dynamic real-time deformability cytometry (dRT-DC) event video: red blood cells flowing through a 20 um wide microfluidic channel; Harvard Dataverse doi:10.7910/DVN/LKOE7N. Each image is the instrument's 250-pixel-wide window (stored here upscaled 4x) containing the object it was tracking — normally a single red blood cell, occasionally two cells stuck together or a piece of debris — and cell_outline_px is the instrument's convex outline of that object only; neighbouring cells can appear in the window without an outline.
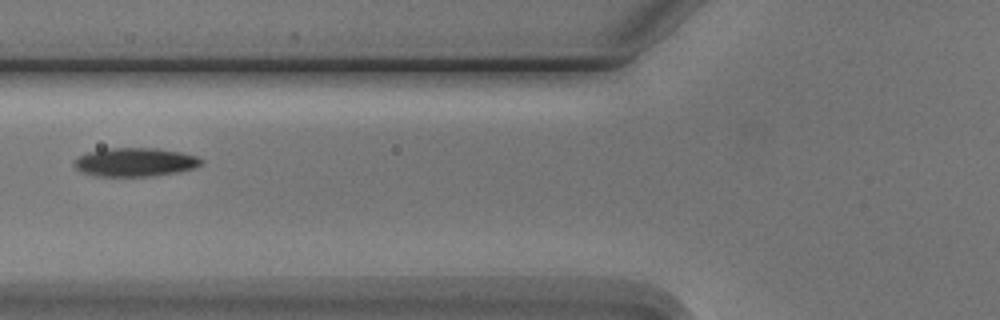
{"species": "Egyptian fruit bat (a non-hibernating species)", "species_latin": "Rousettus aegyptiacus", "temperature_condition": "cold", "stored_images_in_passage": 7, "camera_frame_rate_fps": 3000, "um_per_image_px": 0.085, "animal": {"sex": "male"}, "frame": {"image": 1, "passage_image": 4, "time_ms": 4.667, "image_size_px": [1000, 320], "cell_outline_px": [[204, 164], [196, 168], [180, 172], [156, 176], [96, 176], [84, 172], [76, 168], [72, 164], [80, 156], [88, 152], [104, 148], [156, 148], [180, 152], [196, 156], [204, 160]], "centroid_in_image_um": [11.55, 13.78], "position_along_channel_um": 114.3, "area_um2": 21.39}}
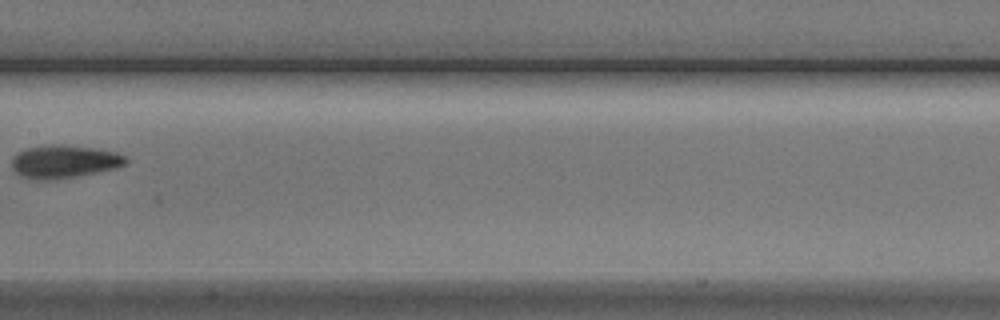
{"frame": {"image": 2, "passage_image": 6, "time_ms": 7.0, "image_size_px": [1000, 320], "cell_outline_px": [[128, 160], [124, 164], [116, 168], [96, 172], [52, 180], [40, 180], [24, 176], [16, 172], [12, 168], [12, 156], [16, 152], [24, 148], [48, 144], [64, 144], [92, 148], [116, 152], [124, 156]], "centroid_in_image_um": [5.4, 13.71], "position_along_channel_um": 202.0, "area_um2": 21.85}}
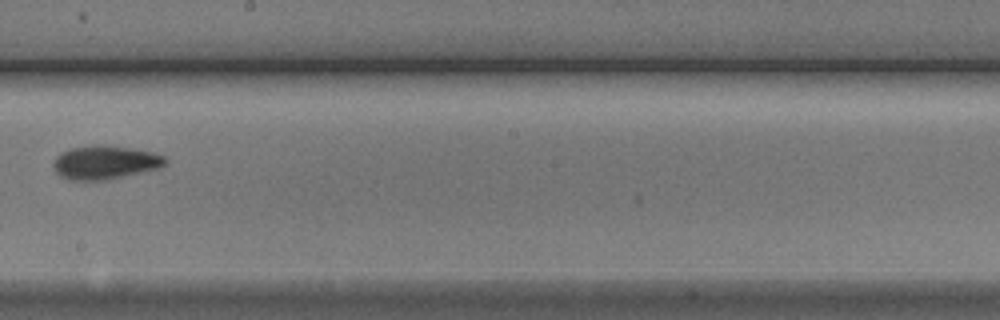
{"frame": {"image": 3, "passage_image": 7, "time_ms": 8.0, "image_size_px": [1000, 320], "cell_outline_px": [[168, 160], [164, 164], [156, 168], [104, 180], [72, 180], [60, 176], [56, 172], [52, 164], [56, 156], [60, 152], [72, 148], [92, 144], [104, 144], [132, 148], [152, 152], [164, 156]], "centroid_in_image_um": [8.87, 13.78], "position_along_channel_um": 239.3, "area_um2": 21.79}}